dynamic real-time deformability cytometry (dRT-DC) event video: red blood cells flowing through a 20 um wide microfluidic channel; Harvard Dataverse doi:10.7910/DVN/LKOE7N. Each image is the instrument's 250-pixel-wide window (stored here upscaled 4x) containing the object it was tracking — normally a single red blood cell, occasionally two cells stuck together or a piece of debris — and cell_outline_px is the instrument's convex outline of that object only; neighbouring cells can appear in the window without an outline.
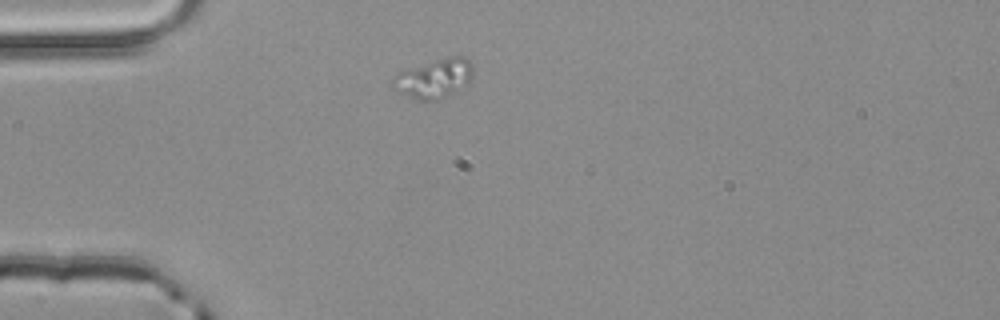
{"species": "common noctule bat (a hibernating species)", "species_latin": "Nyctalus noctula", "temperature_condition": "room temperature", "stored_images_in_passage": 1, "camera_frame_rate_fps": 3000, "um_per_image_px": 0.085, "animal": {"sex": "male", "body_mass_g": 20.4}, "frame": {"image": 1, "passage_image": 1, "time_ms": 0.0, "image_size_px": [1000, 320], "cell_outline_px": [[472, 80], [468, 84], [436, 100], [420, 100], [408, 96], [392, 88], [392, 76], [396, 72], [408, 68], [448, 56], [464, 56], [472, 64]], "centroid_in_image_um": [36.88, 6.64], "position_along_channel_um": 48.1, "area_um2": 18.26}}